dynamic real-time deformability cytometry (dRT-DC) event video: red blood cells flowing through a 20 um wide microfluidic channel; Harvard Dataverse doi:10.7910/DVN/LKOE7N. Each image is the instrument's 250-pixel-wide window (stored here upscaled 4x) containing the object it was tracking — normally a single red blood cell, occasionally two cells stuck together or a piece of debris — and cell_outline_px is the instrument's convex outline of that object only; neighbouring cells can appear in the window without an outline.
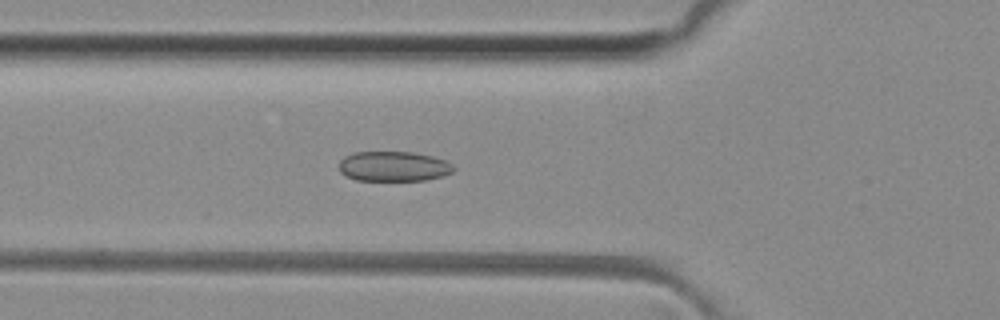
{"species": "common noctule bat (a hibernating species)", "species_latin": "Nyctalus noctula", "temperature_condition": "room temperature", "stored_images_in_passage": 37, "camera_frame_rate_fps": 3000, "um_per_image_px": 0.085, "animal": {"sex": "female", "body_mass_g": 29.2, "forearm_length_mm": 56.3}, "frame": {"image": 1, "passage_image": 4, "time_ms": 1.0, "image_size_px": [1000, 320], "cell_outline_px": [[456, 168], [452, 172], [444, 176], [424, 180], [356, 180], [340, 172], [340, 160], [344, 156], [352, 152], [412, 152], [432, 156], [444, 160], [452, 164]], "centroid_in_image_um": [33.47, 14.13], "position_along_channel_um": 92.3, "area_um2": 20.0}}
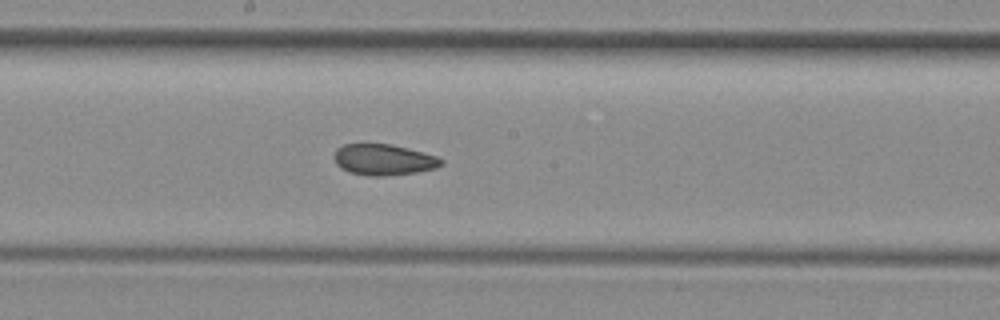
{"frame": {"image": 2, "passage_image": 13, "time_ms": 4.0, "image_size_px": [1000, 320], "cell_outline_px": [[444, 164], [436, 168], [416, 172], [384, 176], [368, 176], [348, 172], [340, 168], [336, 164], [332, 156], [336, 148], [344, 144], [392, 144], [408, 148], [436, 156], [444, 160]], "centroid_in_image_um": [32.57, 13.57], "position_along_channel_um": 215.6, "area_um2": 19.59}}
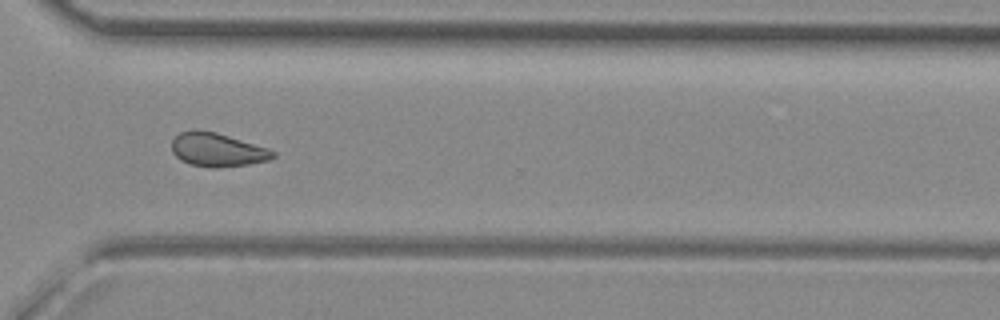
{"frame": {"image": 3, "passage_image": 23, "time_ms": 7.333, "image_size_px": [1000, 320], "cell_outline_px": [[276, 156], [268, 160], [248, 164], [216, 168], [212, 168], [188, 164], [180, 160], [172, 152], [172, 140], [180, 132], [196, 128], [216, 132], [268, 148], [276, 152]], "centroid_in_image_um": [18.45, 12.72], "position_along_channel_um": 352.2, "area_um2": 20.0}, "authors_computed_cell_mechanics": {"area_um2": 19.8832, "velocity_mm_per_s": 4.0978, "shape_relaxation_time_tau1_ms": null, "shape_relaxation_time_tau2_ms": 2.5808, "deformation_change_tau1": null, "deformation_change_tau2": 0.075}}